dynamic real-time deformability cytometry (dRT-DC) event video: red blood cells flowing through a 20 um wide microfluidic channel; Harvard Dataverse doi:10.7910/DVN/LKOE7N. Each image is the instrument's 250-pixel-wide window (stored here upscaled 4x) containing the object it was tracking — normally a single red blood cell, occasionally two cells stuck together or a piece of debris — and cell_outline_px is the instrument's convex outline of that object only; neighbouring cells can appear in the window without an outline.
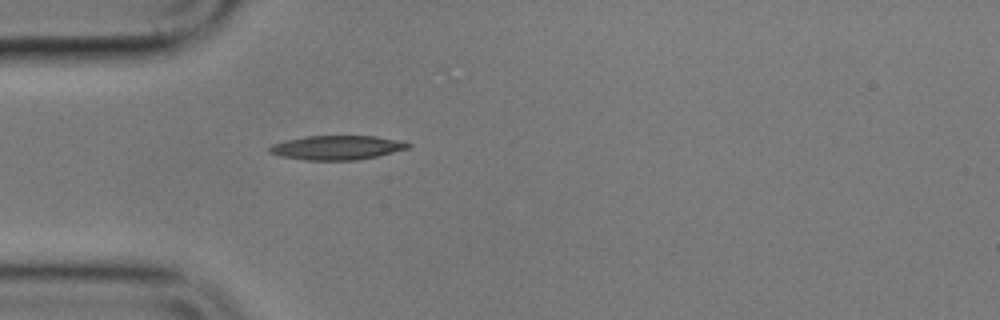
{"species": "common noctule bat (a hibernating species)", "species_latin": "Nyctalus noctula", "temperature_condition": "cold", "stored_images_in_passage": 41, "camera_frame_rate_fps": 3000, "um_per_image_px": 0.085, "animal": {"sex": "male", "body_mass_g": 17.9}, "frame": {"image": 1, "passage_image": 1, "time_ms": 0.0, "image_size_px": [1000, 320], "cell_outline_px": [[412, 144], [408, 148], [360, 160], [304, 160], [280, 156], [268, 152], [268, 148], [272, 144], [284, 140], [308, 136], [376, 136], [404, 140]], "centroid_in_image_um": [28.64, 12.54], "position_along_channel_um": 56.4, "area_um2": 19.71}}
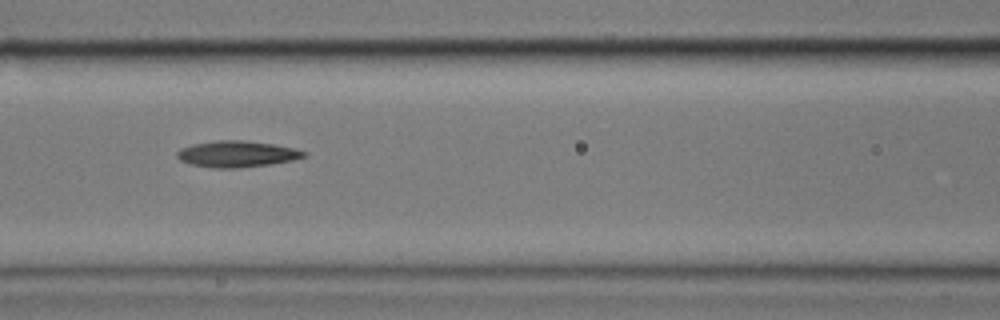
{"frame": {"image": 2, "passage_image": 9, "time_ms": 2.667, "image_size_px": [1000, 320], "cell_outline_px": [[308, 156], [292, 160], [272, 164], [240, 168], [208, 168], [188, 164], [180, 160], [176, 156], [176, 152], [180, 148], [192, 144], [216, 140], [244, 140], [272, 144], [296, 148], [308, 152]], "centroid_in_image_um": [20.13, 13.1], "position_along_channel_um": 146.5, "area_um2": 19.83}}
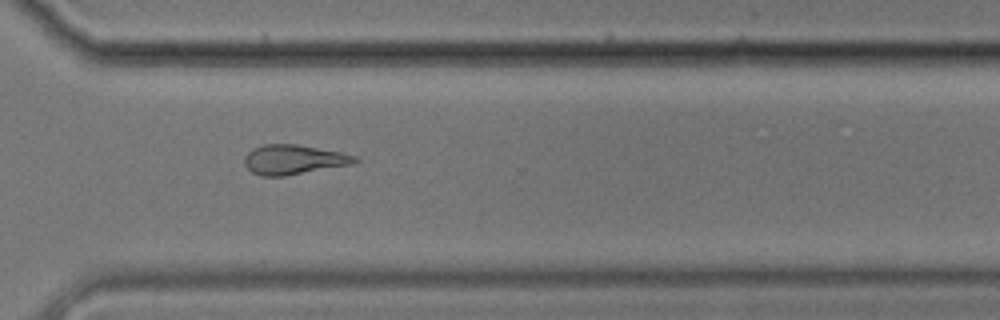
{"frame": {"image": 3, "passage_image": 26, "time_ms": 8.333, "image_size_px": [1000, 320], "cell_outline_px": [[360, 160], [352, 164], [284, 176], [260, 176], [252, 172], [244, 164], [244, 156], [252, 148], [264, 144], [296, 144], [340, 152], [356, 156]], "centroid_in_image_um": [24.93, 13.56], "position_along_channel_um": 345.7, "area_um2": 19.02}, "authors_computed_cell_mechanics": {"area_um2": 19.363, "velocity_mm_per_s": 3.5186, "shape_relaxation_time_tau1_ms": 9.6372, "shape_relaxation_time_tau2_ms": null, "deformation_change_tau1": 0.2017, "deformation_change_tau2": null}}